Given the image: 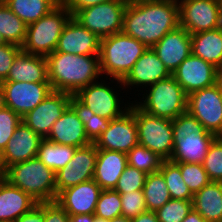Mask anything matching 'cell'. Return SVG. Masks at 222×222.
Here are the masks:
<instances>
[{
    "label": "cell",
    "instance_id": "6da1fadb",
    "mask_svg": "<svg viewBox=\"0 0 222 222\" xmlns=\"http://www.w3.org/2000/svg\"><path fill=\"white\" fill-rule=\"evenodd\" d=\"M179 26V5L172 0H129L123 15V30L147 48H153Z\"/></svg>",
    "mask_w": 222,
    "mask_h": 222
},
{
    "label": "cell",
    "instance_id": "7a4b0ae2",
    "mask_svg": "<svg viewBox=\"0 0 222 222\" xmlns=\"http://www.w3.org/2000/svg\"><path fill=\"white\" fill-rule=\"evenodd\" d=\"M48 80L53 91L75 95L80 89L101 79L99 56L54 51L46 57Z\"/></svg>",
    "mask_w": 222,
    "mask_h": 222
},
{
    "label": "cell",
    "instance_id": "3957f363",
    "mask_svg": "<svg viewBox=\"0 0 222 222\" xmlns=\"http://www.w3.org/2000/svg\"><path fill=\"white\" fill-rule=\"evenodd\" d=\"M146 50L143 43L123 32L101 38L99 60L102 76L123 80Z\"/></svg>",
    "mask_w": 222,
    "mask_h": 222
},
{
    "label": "cell",
    "instance_id": "277c9868",
    "mask_svg": "<svg viewBox=\"0 0 222 222\" xmlns=\"http://www.w3.org/2000/svg\"><path fill=\"white\" fill-rule=\"evenodd\" d=\"M75 96L94 114L107 118L108 120L122 116L129 110L133 102V96H131L132 98L127 96L122 80L107 77H102L80 89ZM127 98L129 100H127Z\"/></svg>",
    "mask_w": 222,
    "mask_h": 222
},
{
    "label": "cell",
    "instance_id": "5b68a950",
    "mask_svg": "<svg viewBox=\"0 0 222 222\" xmlns=\"http://www.w3.org/2000/svg\"><path fill=\"white\" fill-rule=\"evenodd\" d=\"M56 173L37 157L9 166L5 179L38 203L56 201Z\"/></svg>",
    "mask_w": 222,
    "mask_h": 222
},
{
    "label": "cell",
    "instance_id": "8992f818",
    "mask_svg": "<svg viewBox=\"0 0 222 222\" xmlns=\"http://www.w3.org/2000/svg\"><path fill=\"white\" fill-rule=\"evenodd\" d=\"M187 101L188 95L172 75L147 87L133 100L144 112L169 120L187 111Z\"/></svg>",
    "mask_w": 222,
    "mask_h": 222
},
{
    "label": "cell",
    "instance_id": "52a82bcc",
    "mask_svg": "<svg viewBox=\"0 0 222 222\" xmlns=\"http://www.w3.org/2000/svg\"><path fill=\"white\" fill-rule=\"evenodd\" d=\"M72 15L59 3L44 17L27 26L22 50L29 54L47 57L53 53L65 25Z\"/></svg>",
    "mask_w": 222,
    "mask_h": 222
},
{
    "label": "cell",
    "instance_id": "ba28073f",
    "mask_svg": "<svg viewBox=\"0 0 222 222\" xmlns=\"http://www.w3.org/2000/svg\"><path fill=\"white\" fill-rule=\"evenodd\" d=\"M129 110L134 114L139 145L156 153L163 160H170L174 148L172 120L150 115L134 102Z\"/></svg>",
    "mask_w": 222,
    "mask_h": 222
},
{
    "label": "cell",
    "instance_id": "9c48e42d",
    "mask_svg": "<svg viewBox=\"0 0 222 222\" xmlns=\"http://www.w3.org/2000/svg\"><path fill=\"white\" fill-rule=\"evenodd\" d=\"M129 0H111L80 11L72 17L99 38L120 33L123 15Z\"/></svg>",
    "mask_w": 222,
    "mask_h": 222
},
{
    "label": "cell",
    "instance_id": "30bf717a",
    "mask_svg": "<svg viewBox=\"0 0 222 222\" xmlns=\"http://www.w3.org/2000/svg\"><path fill=\"white\" fill-rule=\"evenodd\" d=\"M52 92L50 83L1 82L0 103L22 118Z\"/></svg>",
    "mask_w": 222,
    "mask_h": 222
},
{
    "label": "cell",
    "instance_id": "8fae6325",
    "mask_svg": "<svg viewBox=\"0 0 222 222\" xmlns=\"http://www.w3.org/2000/svg\"><path fill=\"white\" fill-rule=\"evenodd\" d=\"M187 111L206 131L222 136V92L216 84L190 93Z\"/></svg>",
    "mask_w": 222,
    "mask_h": 222
},
{
    "label": "cell",
    "instance_id": "7c38bea8",
    "mask_svg": "<svg viewBox=\"0 0 222 222\" xmlns=\"http://www.w3.org/2000/svg\"><path fill=\"white\" fill-rule=\"evenodd\" d=\"M179 5V26L191 35L222 26L219 0H181Z\"/></svg>",
    "mask_w": 222,
    "mask_h": 222
},
{
    "label": "cell",
    "instance_id": "4fadbf2b",
    "mask_svg": "<svg viewBox=\"0 0 222 222\" xmlns=\"http://www.w3.org/2000/svg\"><path fill=\"white\" fill-rule=\"evenodd\" d=\"M171 75L164 63L158 58L156 52L152 48H147L122 80V84L127 89L128 95L135 94L133 95L135 96L133 99H135L147 87L160 80L167 79Z\"/></svg>",
    "mask_w": 222,
    "mask_h": 222
},
{
    "label": "cell",
    "instance_id": "5bb4252c",
    "mask_svg": "<svg viewBox=\"0 0 222 222\" xmlns=\"http://www.w3.org/2000/svg\"><path fill=\"white\" fill-rule=\"evenodd\" d=\"M96 157L94 143L75 150L69 163L56 172V198L62 190L93 179Z\"/></svg>",
    "mask_w": 222,
    "mask_h": 222
},
{
    "label": "cell",
    "instance_id": "9a60e30c",
    "mask_svg": "<svg viewBox=\"0 0 222 222\" xmlns=\"http://www.w3.org/2000/svg\"><path fill=\"white\" fill-rule=\"evenodd\" d=\"M71 94L53 91L37 107L22 117V121L35 133L46 139L53 124L69 106Z\"/></svg>",
    "mask_w": 222,
    "mask_h": 222
},
{
    "label": "cell",
    "instance_id": "2e32d148",
    "mask_svg": "<svg viewBox=\"0 0 222 222\" xmlns=\"http://www.w3.org/2000/svg\"><path fill=\"white\" fill-rule=\"evenodd\" d=\"M97 149L128 153L138 145V133L134 114L128 110L122 116L110 120L108 129L94 142Z\"/></svg>",
    "mask_w": 222,
    "mask_h": 222
},
{
    "label": "cell",
    "instance_id": "e0dca14e",
    "mask_svg": "<svg viewBox=\"0 0 222 222\" xmlns=\"http://www.w3.org/2000/svg\"><path fill=\"white\" fill-rule=\"evenodd\" d=\"M216 70L217 68L213 64L191 53L172 76L189 95L194 91L215 85Z\"/></svg>",
    "mask_w": 222,
    "mask_h": 222
},
{
    "label": "cell",
    "instance_id": "ac0fdd59",
    "mask_svg": "<svg viewBox=\"0 0 222 222\" xmlns=\"http://www.w3.org/2000/svg\"><path fill=\"white\" fill-rule=\"evenodd\" d=\"M102 189L91 179L62 190L56 202L69 214H94Z\"/></svg>",
    "mask_w": 222,
    "mask_h": 222
},
{
    "label": "cell",
    "instance_id": "d6986e66",
    "mask_svg": "<svg viewBox=\"0 0 222 222\" xmlns=\"http://www.w3.org/2000/svg\"><path fill=\"white\" fill-rule=\"evenodd\" d=\"M100 39L95 33L83 27L71 17L61 33L55 51L76 55L99 56Z\"/></svg>",
    "mask_w": 222,
    "mask_h": 222
},
{
    "label": "cell",
    "instance_id": "ffe728a7",
    "mask_svg": "<svg viewBox=\"0 0 222 222\" xmlns=\"http://www.w3.org/2000/svg\"><path fill=\"white\" fill-rule=\"evenodd\" d=\"M42 140L41 136L22 121L15 129L6 148L0 154L4 170L13 164L35 158Z\"/></svg>",
    "mask_w": 222,
    "mask_h": 222
},
{
    "label": "cell",
    "instance_id": "44dd1931",
    "mask_svg": "<svg viewBox=\"0 0 222 222\" xmlns=\"http://www.w3.org/2000/svg\"><path fill=\"white\" fill-rule=\"evenodd\" d=\"M168 71L173 74L191 54V34L181 26L168 32L153 48Z\"/></svg>",
    "mask_w": 222,
    "mask_h": 222
},
{
    "label": "cell",
    "instance_id": "7402d4cb",
    "mask_svg": "<svg viewBox=\"0 0 222 222\" xmlns=\"http://www.w3.org/2000/svg\"><path fill=\"white\" fill-rule=\"evenodd\" d=\"M47 140L59 145L76 148L90 145L83 122L75 111L68 106L61 117L53 124Z\"/></svg>",
    "mask_w": 222,
    "mask_h": 222
},
{
    "label": "cell",
    "instance_id": "603a6c76",
    "mask_svg": "<svg viewBox=\"0 0 222 222\" xmlns=\"http://www.w3.org/2000/svg\"><path fill=\"white\" fill-rule=\"evenodd\" d=\"M2 82L50 83L46 57L21 50L16 55L7 78Z\"/></svg>",
    "mask_w": 222,
    "mask_h": 222
},
{
    "label": "cell",
    "instance_id": "cb8c5ba5",
    "mask_svg": "<svg viewBox=\"0 0 222 222\" xmlns=\"http://www.w3.org/2000/svg\"><path fill=\"white\" fill-rule=\"evenodd\" d=\"M127 166L126 153L97 149L93 179L102 190L114 189Z\"/></svg>",
    "mask_w": 222,
    "mask_h": 222
},
{
    "label": "cell",
    "instance_id": "d4e9b609",
    "mask_svg": "<svg viewBox=\"0 0 222 222\" xmlns=\"http://www.w3.org/2000/svg\"><path fill=\"white\" fill-rule=\"evenodd\" d=\"M38 202L12 185L5 178L0 181V221H16Z\"/></svg>",
    "mask_w": 222,
    "mask_h": 222
},
{
    "label": "cell",
    "instance_id": "484cf974",
    "mask_svg": "<svg viewBox=\"0 0 222 222\" xmlns=\"http://www.w3.org/2000/svg\"><path fill=\"white\" fill-rule=\"evenodd\" d=\"M216 137L214 134L191 133L188 137L180 138L174 145L170 161L174 163H202Z\"/></svg>",
    "mask_w": 222,
    "mask_h": 222
},
{
    "label": "cell",
    "instance_id": "4316f807",
    "mask_svg": "<svg viewBox=\"0 0 222 222\" xmlns=\"http://www.w3.org/2000/svg\"><path fill=\"white\" fill-rule=\"evenodd\" d=\"M192 202L207 222H222V182L210 181L193 195Z\"/></svg>",
    "mask_w": 222,
    "mask_h": 222
},
{
    "label": "cell",
    "instance_id": "83f0119b",
    "mask_svg": "<svg viewBox=\"0 0 222 222\" xmlns=\"http://www.w3.org/2000/svg\"><path fill=\"white\" fill-rule=\"evenodd\" d=\"M191 53L213 64L222 65V26L191 35Z\"/></svg>",
    "mask_w": 222,
    "mask_h": 222
},
{
    "label": "cell",
    "instance_id": "f1b7e54d",
    "mask_svg": "<svg viewBox=\"0 0 222 222\" xmlns=\"http://www.w3.org/2000/svg\"><path fill=\"white\" fill-rule=\"evenodd\" d=\"M60 0H8L6 5L27 26L53 10Z\"/></svg>",
    "mask_w": 222,
    "mask_h": 222
},
{
    "label": "cell",
    "instance_id": "f546056e",
    "mask_svg": "<svg viewBox=\"0 0 222 222\" xmlns=\"http://www.w3.org/2000/svg\"><path fill=\"white\" fill-rule=\"evenodd\" d=\"M76 149V147L59 145L43 139L36 157L56 173L69 163Z\"/></svg>",
    "mask_w": 222,
    "mask_h": 222
},
{
    "label": "cell",
    "instance_id": "4dcf8cb0",
    "mask_svg": "<svg viewBox=\"0 0 222 222\" xmlns=\"http://www.w3.org/2000/svg\"><path fill=\"white\" fill-rule=\"evenodd\" d=\"M142 190L148 211L156 212L171 199L165 178L160 171L147 174Z\"/></svg>",
    "mask_w": 222,
    "mask_h": 222
},
{
    "label": "cell",
    "instance_id": "1f68e13d",
    "mask_svg": "<svg viewBox=\"0 0 222 222\" xmlns=\"http://www.w3.org/2000/svg\"><path fill=\"white\" fill-rule=\"evenodd\" d=\"M69 106L83 122L88 139L94 143L108 129L110 120L94 114L75 95H71Z\"/></svg>",
    "mask_w": 222,
    "mask_h": 222
},
{
    "label": "cell",
    "instance_id": "d6a6232c",
    "mask_svg": "<svg viewBox=\"0 0 222 222\" xmlns=\"http://www.w3.org/2000/svg\"><path fill=\"white\" fill-rule=\"evenodd\" d=\"M27 25L6 4H0V33L7 43L23 46Z\"/></svg>",
    "mask_w": 222,
    "mask_h": 222
},
{
    "label": "cell",
    "instance_id": "836d02e7",
    "mask_svg": "<svg viewBox=\"0 0 222 222\" xmlns=\"http://www.w3.org/2000/svg\"><path fill=\"white\" fill-rule=\"evenodd\" d=\"M159 171L165 178L171 199L193 200V194L183 181L180 167L176 163L170 160H163Z\"/></svg>",
    "mask_w": 222,
    "mask_h": 222
},
{
    "label": "cell",
    "instance_id": "e575fe53",
    "mask_svg": "<svg viewBox=\"0 0 222 222\" xmlns=\"http://www.w3.org/2000/svg\"><path fill=\"white\" fill-rule=\"evenodd\" d=\"M162 161L156 153L139 144L127 153L128 165L146 174L159 171Z\"/></svg>",
    "mask_w": 222,
    "mask_h": 222
},
{
    "label": "cell",
    "instance_id": "d590c367",
    "mask_svg": "<svg viewBox=\"0 0 222 222\" xmlns=\"http://www.w3.org/2000/svg\"><path fill=\"white\" fill-rule=\"evenodd\" d=\"M202 166L210 181L222 182V136H217L211 143Z\"/></svg>",
    "mask_w": 222,
    "mask_h": 222
},
{
    "label": "cell",
    "instance_id": "8d00e7d4",
    "mask_svg": "<svg viewBox=\"0 0 222 222\" xmlns=\"http://www.w3.org/2000/svg\"><path fill=\"white\" fill-rule=\"evenodd\" d=\"M94 215L108 220L122 216L120 194L113 189L102 190L96 204Z\"/></svg>",
    "mask_w": 222,
    "mask_h": 222
},
{
    "label": "cell",
    "instance_id": "74e56055",
    "mask_svg": "<svg viewBox=\"0 0 222 222\" xmlns=\"http://www.w3.org/2000/svg\"><path fill=\"white\" fill-rule=\"evenodd\" d=\"M192 209V200L170 199L156 214L159 222H182Z\"/></svg>",
    "mask_w": 222,
    "mask_h": 222
},
{
    "label": "cell",
    "instance_id": "f35d334b",
    "mask_svg": "<svg viewBox=\"0 0 222 222\" xmlns=\"http://www.w3.org/2000/svg\"><path fill=\"white\" fill-rule=\"evenodd\" d=\"M181 170L183 181L194 195L206 186L210 179L204 170L202 163H176Z\"/></svg>",
    "mask_w": 222,
    "mask_h": 222
},
{
    "label": "cell",
    "instance_id": "ab89813d",
    "mask_svg": "<svg viewBox=\"0 0 222 222\" xmlns=\"http://www.w3.org/2000/svg\"><path fill=\"white\" fill-rule=\"evenodd\" d=\"M174 145L180 138L188 137L191 133L196 134H213L206 131L203 125L188 111L180 114L177 118L172 120Z\"/></svg>",
    "mask_w": 222,
    "mask_h": 222
},
{
    "label": "cell",
    "instance_id": "60d3db41",
    "mask_svg": "<svg viewBox=\"0 0 222 222\" xmlns=\"http://www.w3.org/2000/svg\"><path fill=\"white\" fill-rule=\"evenodd\" d=\"M21 122L22 118L17 113L0 103V154Z\"/></svg>",
    "mask_w": 222,
    "mask_h": 222
},
{
    "label": "cell",
    "instance_id": "b9f144b4",
    "mask_svg": "<svg viewBox=\"0 0 222 222\" xmlns=\"http://www.w3.org/2000/svg\"><path fill=\"white\" fill-rule=\"evenodd\" d=\"M147 174L137 168L127 166L113 189L119 194L142 190Z\"/></svg>",
    "mask_w": 222,
    "mask_h": 222
},
{
    "label": "cell",
    "instance_id": "7bdbcfd3",
    "mask_svg": "<svg viewBox=\"0 0 222 222\" xmlns=\"http://www.w3.org/2000/svg\"><path fill=\"white\" fill-rule=\"evenodd\" d=\"M120 196L122 205V216L132 219L139 214L148 211L146 208L143 190L122 193L120 194Z\"/></svg>",
    "mask_w": 222,
    "mask_h": 222
},
{
    "label": "cell",
    "instance_id": "ee69618b",
    "mask_svg": "<svg viewBox=\"0 0 222 222\" xmlns=\"http://www.w3.org/2000/svg\"><path fill=\"white\" fill-rule=\"evenodd\" d=\"M21 50L22 47L11 43L0 46V83L7 78L13 61Z\"/></svg>",
    "mask_w": 222,
    "mask_h": 222
},
{
    "label": "cell",
    "instance_id": "f6af8a7d",
    "mask_svg": "<svg viewBox=\"0 0 222 222\" xmlns=\"http://www.w3.org/2000/svg\"><path fill=\"white\" fill-rule=\"evenodd\" d=\"M69 214L56 202H44V222H68Z\"/></svg>",
    "mask_w": 222,
    "mask_h": 222
},
{
    "label": "cell",
    "instance_id": "bcb514c9",
    "mask_svg": "<svg viewBox=\"0 0 222 222\" xmlns=\"http://www.w3.org/2000/svg\"><path fill=\"white\" fill-rule=\"evenodd\" d=\"M108 1L111 0H60V3L73 16L77 11Z\"/></svg>",
    "mask_w": 222,
    "mask_h": 222
},
{
    "label": "cell",
    "instance_id": "7dc6e473",
    "mask_svg": "<svg viewBox=\"0 0 222 222\" xmlns=\"http://www.w3.org/2000/svg\"><path fill=\"white\" fill-rule=\"evenodd\" d=\"M15 222H44V202L36 204Z\"/></svg>",
    "mask_w": 222,
    "mask_h": 222
},
{
    "label": "cell",
    "instance_id": "c3c4849f",
    "mask_svg": "<svg viewBox=\"0 0 222 222\" xmlns=\"http://www.w3.org/2000/svg\"><path fill=\"white\" fill-rule=\"evenodd\" d=\"M131 222H159L156 212L147 211L131 219Z\"/></svg>",
    "mask_w": 222,
    "mask_h": 222
},
{
    "label": "cell",
    "instance_id": "681fc988",
    "mask_svg": "<svg viewBox=\"0 0 222 222\" xmlns=\"http://www.w3.org/2000/svg\"><path fill=\"white\" fill-rule=\"evenodd\" d=\"M94 214L69 215L68 222H93Z\"/></svg>",
    "mask_w": 222,
    "mask_h": 222
},
{
    "label": "cell",
    "instance_id": "f907efd6",
    "mask_svg": "<svg viewBox=\"0 0 222 222\" xmlns=\"http://www.w3.org/2000/svg\"><path fill=\"white\" fill-rule=\"evenodd\" d=\"M182 222H207V221L198 212L192 209Z\"/></svg>",
    "mask_w": 222,
    "mask_h": 222
},
{
    "label": "cell",
    "instance_id": "816d5d0a",
    "mask_svg": "<svg viewBox=\"0 0 222 222\" xmlns=\"http://www.w3.org/2000/svg\"><path fill=\"white\" fill-rule=\"evenodd\" d=\"M93 222H131L130 218H127L125 216H119L115 217L111 220L100 218L94 215V221Z\"/></svg>",
    "mask_w": 222,
    "mask_h": 222
},
{
    "label": "cell",
    "instance_id": "f5cc1de1",
    "mask_svg": "<svg viewBox=\"0 0 222 222\" xmlns=\"http://www.w3.org/2000/svg\"><path fill=\"white\" fill-rule=\"evenodd\" d=\"M216 85L222 92V65L218 66L216 70Z\"/></svg>",
    "mask_w": 222,
    "mask_h": 222
},
{
    "label": "cell",
    "instance_id": "db71d44e",
    "mask_svg": "<svg viewBox=\"0 0 222 222\" xmlns=\"http://www.w3.org/2000/svg\"><path fill=\"white\" fill-rule=\"evenodd\" d=\"M4 178H5V170L2 166L1 159H0V181L3 180Z\"/></svg>",
    "mask_w": 222,
    "mask_h": 222
},
{
    "label": "cell",
    "instance_id": "11a10c76",
    "mask_svg": "<svg viewBox=\"0 0 222 222\" xmlns=\"http://www.w3.org/2000/svg\"><path fill=\"white\" fill-rule=\"evenodd\" d=\"M6 44L8 43L6 42V40L3 38L2 34L0 33V46L6 45Z\"/></svg>",
    "mask_w": 222,
    "mask_h": 222
},
{
    "label": "cell",
    "instance_id": "9f6ffc18",
    "mask_svg": "<svg viewBox=\"0 0 222 222\" xmlns=\"http://www.w3.org/2000/svg\"><path fill=\"white\" fill-rule=\"evenodd\" d=\"M219 5H220V11H221V15H222V0H219Z\"/></svg>",
    "mask_w": 222,
    "mask_h": 222
},
{
    "label": "cell",
    "instance_id": "6f0895ef",
    "mask_svg": "<svg viewBox=\"0 0 222 222\" xmlns=\"http://www.w3.org/2000/svg\"><path fill=\"white\" fill-rule=\"evenodd\" d=\"M8 0H0V4H6Z\"/></svg>",
    "mask_w": 222,
    "mask_h": 222
}]
</instances>
